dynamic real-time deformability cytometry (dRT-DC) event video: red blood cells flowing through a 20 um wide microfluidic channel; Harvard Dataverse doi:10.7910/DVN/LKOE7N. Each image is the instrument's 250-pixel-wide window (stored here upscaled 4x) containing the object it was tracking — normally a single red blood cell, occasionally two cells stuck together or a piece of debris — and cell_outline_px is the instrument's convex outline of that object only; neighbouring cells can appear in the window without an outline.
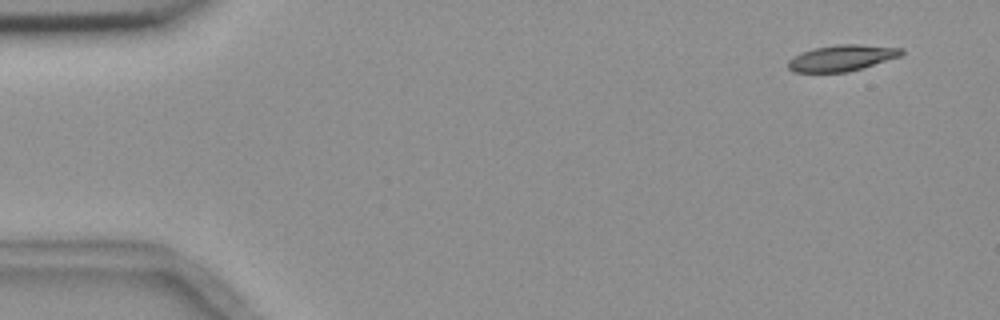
{"species": "common noctule bat (a hibernating species)", "species_latin": "Nyctalus noctula", "temperature_condition": "room temperature", "stored_images_in_passage": 8, "camera_frame_rate_fps": 3000, "um_per_image_px": 0.085, "animal": {"sex": "female", "body_mass_g": 18.4}, "frame": {"image": 1, "passage_image": 1, "time_ms": 0.0, "image_size_px": [1000, 320], "cell_outline_px": [[904, 52], [900, 56], [848, 72], [792, 72], [788, 68], [788, 60], [792, 56], [800, 52], [816, 48], [836, 44], [860, 44], [904, 48]], "centroid_in_image_um": [71.53, 4.92], "position_along_channel_um": 13.5, "area_um2": 17.28}}
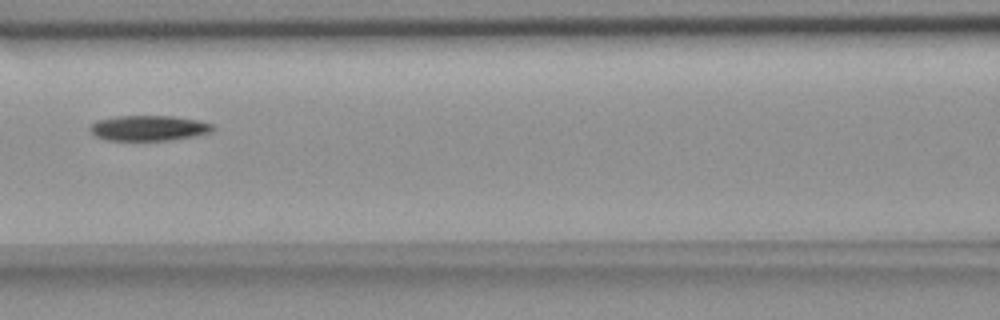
{"frame": {"image": 2, "passage_image": 7, "time_ms": 7.0, "image_size_px": [1000, 320], "cell_outline_px": [[216, 128], [212, 132], [196, 136], [168, 140], [108, 140], [96, 136], [88, 128], [96, 120], [116, 116], [172, 116], [196, 120], [212, 124]], "centroid_in_image_um": [12.65, 10.88], "position_along_channel_um": 153.9, "area_um2": 18.09}}
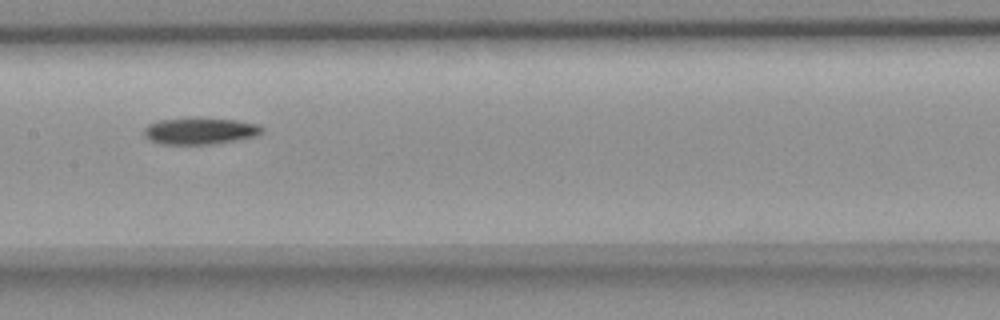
{"frame": {"image": 3, "passage_image": 8, "time_ms": 8.0, "image_size_px": [1000, 320], "cell_outline_px": [[264, 132], [256, 136], [236, 140], [212, 144], [164, 144], [152, 140], [144, 136], [144, 128], [148, 124], [160, 120], [236, 120], [260, 124], [264, 128]], "centroid_in_image_um": [17.06, 11.16], "position_along_channel_um": 190.3, "area_um2": 17.63}}